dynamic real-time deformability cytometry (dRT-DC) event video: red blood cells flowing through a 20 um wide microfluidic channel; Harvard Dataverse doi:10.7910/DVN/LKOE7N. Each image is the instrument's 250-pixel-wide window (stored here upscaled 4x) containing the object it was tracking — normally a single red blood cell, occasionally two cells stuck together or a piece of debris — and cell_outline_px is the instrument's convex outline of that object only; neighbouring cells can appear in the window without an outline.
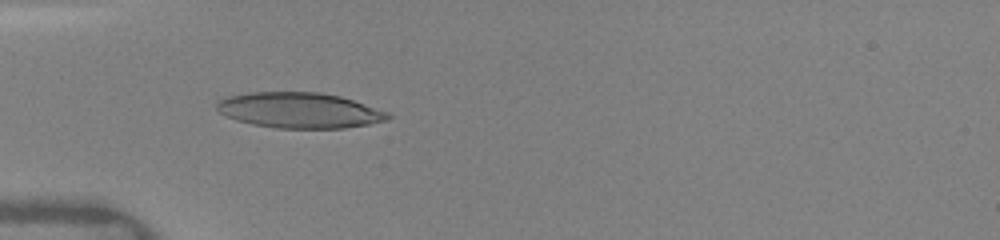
{"species": "human", "species_latin": "Homo sapiens", "temperature_condition": "warm", "stored_images_in_passage": 4, "camera_frame_rate_fps": 3000, "um_per_image_px": 0.085, "donor": {"sex": "female"}, "frame": {"image": 1, "passage_image": 3, "time_ms": 0.333, "image_size_px": [1000, 240], "cell_outline_px": [[392, 116], [388, 120], [368, 124], [344, 128], [276, 128], [252, 124], [236, 120], [220, 112], [216, 108], [216, 104], [220, 100], [228, 96], [248, 92], [320, 92], [340, 96], [388, 112]], "centroid_in_image_um": [25.45, 9.37], "position_along_channel_um": 59.6, "area_um2": 35.32}}